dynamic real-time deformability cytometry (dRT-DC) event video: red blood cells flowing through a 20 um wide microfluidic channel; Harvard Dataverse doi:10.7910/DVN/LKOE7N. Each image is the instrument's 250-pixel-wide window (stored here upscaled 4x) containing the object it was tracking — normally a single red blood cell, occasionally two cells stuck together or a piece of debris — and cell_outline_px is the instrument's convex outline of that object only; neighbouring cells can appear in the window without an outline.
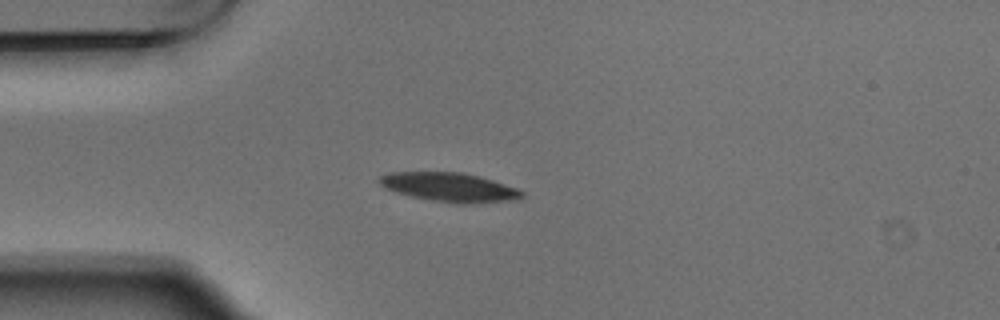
{"species": "Egyptian fruit bat (a non-hibernating species)", "species_latin": "Rousettus aegyptiacus", "temperature_condition": "warm", "stored_images_in_passage": 3, "camera_frame_rate_fps": 3000, "um_per_image_px": 0.085, "animal": {"sex": "male"}, "frame": {"image": 1, "passage_image": 3, "time_ms": 0.667, "image_size_px": [1000, 320], "cell_outline_px": [[524, 196], [520, 200], [472, 204], [452, 204], [412, 196], [396, 192], [384, 188], [380, 184], [380, 176], [392, 172], [460, 172], [480, 176], [516, 188], [524, 192]], "centroid_in_image_um": [38.27, 15.93], "position_along_channel_um": 46.7, "area_um2": 24.28}}